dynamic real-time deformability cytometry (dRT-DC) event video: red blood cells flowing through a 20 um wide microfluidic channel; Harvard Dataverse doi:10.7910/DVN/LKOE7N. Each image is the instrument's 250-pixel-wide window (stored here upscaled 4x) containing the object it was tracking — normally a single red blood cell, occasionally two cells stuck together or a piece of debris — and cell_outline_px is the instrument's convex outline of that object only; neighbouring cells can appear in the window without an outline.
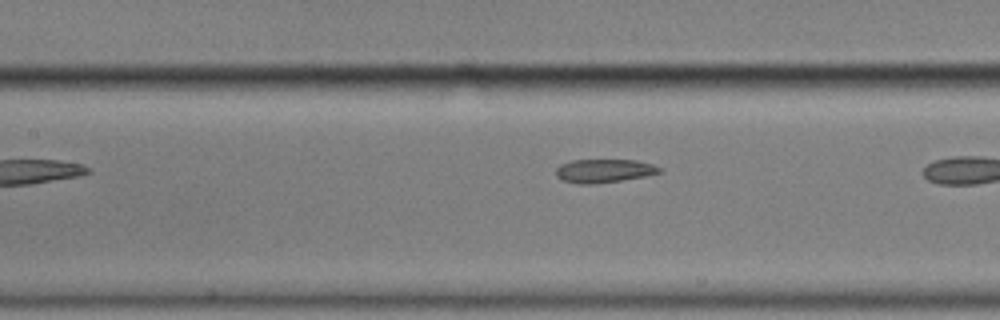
{"species": "common noctule bat (a hibernating species)", "species_latin": "Nyctalus noctula", "temperature_condition": "cold", "stored_images_in_passage": 10, "camera_frame_rate_fps": 3000, "um_per_image_px": 0.085, "animal": {"sex": "male", "body_mass_g": 17.9}, "frame": {"image": 1, "passage_image": 5, "time_ms": 1.333, "image_size_px": [1000, 320], "cell_outline_px": [[664, 168], [660, 172], [648, 176], [596, 184], [580, 184], [564, 180], [556, 176], [556, 168], [560, 164], [572, 160], [636, 160], [652, 164]], "centroid_in_image_um": [51.37, 14.52], "position_along_channel_um": 156.0, "area_um2": 14.28}}